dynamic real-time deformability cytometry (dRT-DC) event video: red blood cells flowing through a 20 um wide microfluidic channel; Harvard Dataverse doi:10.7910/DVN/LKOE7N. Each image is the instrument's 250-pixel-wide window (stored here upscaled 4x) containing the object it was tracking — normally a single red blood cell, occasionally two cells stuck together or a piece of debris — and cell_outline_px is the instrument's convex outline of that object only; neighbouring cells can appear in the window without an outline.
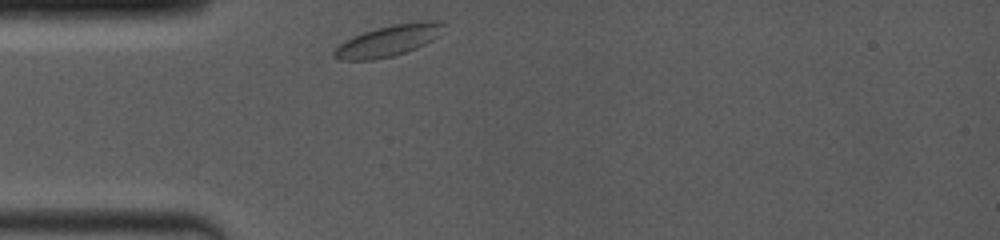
{"species": "common noctule bat (a hibernating species)", "species_latin": "Nyctalus noctula", "temperature_condition": "room temperature", "stored_images_in_passage": 38, "camera_frame_rate_fps": 4000, "um_per_image_px": 0.085, "animal": {"sex": "female", "body_mass_g": 19.0, "forearm_length_mm": 53.3}, "frame": {"image": 1, "passage_image": 1, "time_ms": 0.0, "image_size_px": [1000, 240], "cell_outline_px": [[444, 24], [440, 36], [416, 48], [392, 56], [372, 60], [340, 60], [332, 56], [332, 52], [344, 40], [352, 36], [376, 28], [392, 24], [424, 20], [440, 20]], "centroid_in_image_um": [33.01, 3.44], "position_along_channel_um": 52.0, "area_um2": 20.0}}
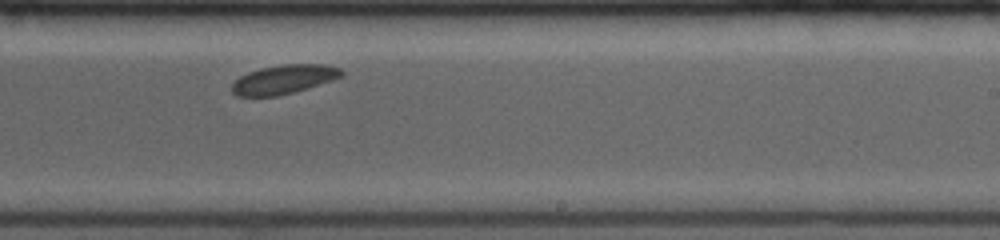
{"frame": {"image": 2, "passage_image": 22, "time_ms": 5.75, "image_size_px": [1000, 240], "cell_outline_px": [[344, 76], [332, 80], [292, 92], [276, 96], [236, 96], [232, 92], [232, 84], [240, 76], [248, 72], [260, 68], [284, 64], [320, 64], [340, 68], [344, 72]], "centroid_in_image_um": [24.11, 6.74], "position_along_channel_um": 264.9, "area_um2": 18.32}}
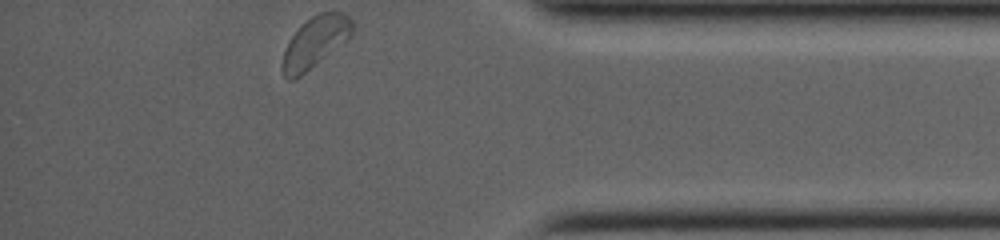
{"frame": {"image": 3, "passage_image": 38, "time_ms": 9.75, "image_size_px": [1000, 240], "cell_outline_px": [[352, 32], [348, 36], [300, 76], [292, 80], [288, 80], [284, 76], [280, 68], [280, 64], [284, 52], [292, 36], [312, 16], [320, 12], [344, 12], [352, 20]], "centroid_in_image_um": [26.72, 3.58], "position_along_channel_um": 408.5, "area_um2": 19.77}}